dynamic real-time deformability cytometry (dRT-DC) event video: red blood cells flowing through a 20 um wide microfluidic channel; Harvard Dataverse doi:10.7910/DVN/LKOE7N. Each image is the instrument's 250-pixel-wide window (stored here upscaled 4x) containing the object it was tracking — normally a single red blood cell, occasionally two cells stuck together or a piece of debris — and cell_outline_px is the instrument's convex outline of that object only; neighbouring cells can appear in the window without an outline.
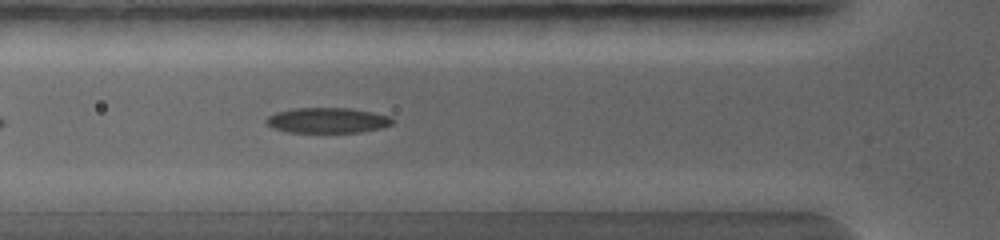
{"species": "common noctule bat (a hibernating species)", "species_latin": "Nyctalus noctula", "temperature_condition": "warm", "stored_images_in_passage": 28, "camera_frame_rate_fps": 5000, "um_per_image_px": 0.085, "animal": {"sex": "female", "body_mass_g": 19.0, "forearm_length_mm": 56.7}, "frame": {"image": 1, "passage_image": 7, "time_ms": 1.4, "image_size_px": [1000, 240], "cell_outline_px": [[396, 120], [392, 124], [380, 128], [360, 132], [288, 132], [272, 128], [264, 120], [268, 116], [276, 112], [292, 108], [348, 108], [372, 112], [392, 116]], "centroid_in_image_um": [27.84, 10.22], "position_along_channel_um": 98.0, "area_um2": 18.73}}
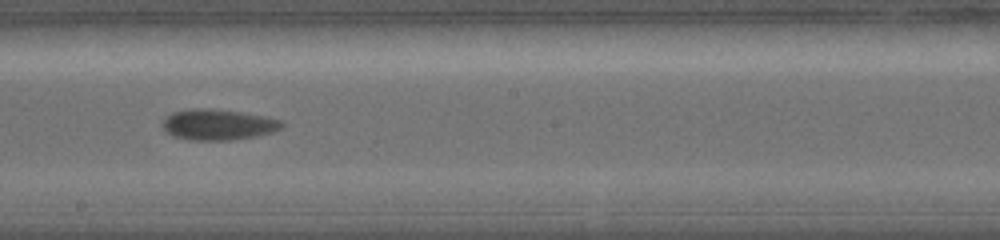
{"frame": {"image": 2, "passage_image": 15, "time_ms": 3.4, "image_size_px": [1000, 240], "cell_outline_px": [[284, 128], [272, 132], [256, 136], [232, 140], [192, 140], [172, 136], [164, 132], [160, 124], [172, 112], [192, 108], [212, 108], [240, 112], [264, 116], [284, 120]], "centroid_in_image_um": [18.54, 10.59], "position_along_channel_um": 229.7, "area_um2": 21.73}}
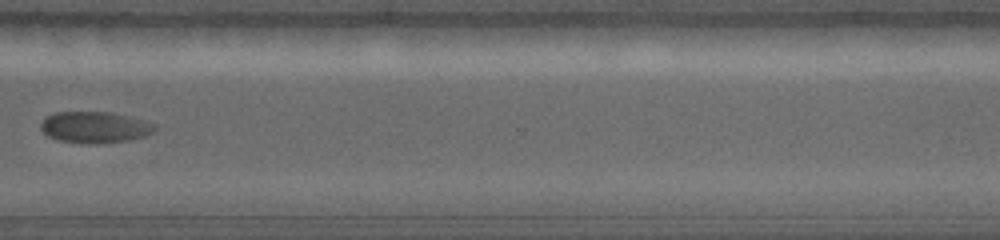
{"frame": {"image": 3, "passage_image": 23, "time_ms": 5.4, "image_size_px": [1000, 240], "cell_outline_px": [[156, 128], [148, 136], [128, 140], [96, 144], [88, 144], [56, 140], [48, 136], [40, 128], [40, 124], [44, 116], [56, 112], [112, 112], [144, 120], [156, 124]], "centroid_in_image_um": [8.05, 10.82], "position_along_channel_um": 362.6, "area_um2": 21.1}}